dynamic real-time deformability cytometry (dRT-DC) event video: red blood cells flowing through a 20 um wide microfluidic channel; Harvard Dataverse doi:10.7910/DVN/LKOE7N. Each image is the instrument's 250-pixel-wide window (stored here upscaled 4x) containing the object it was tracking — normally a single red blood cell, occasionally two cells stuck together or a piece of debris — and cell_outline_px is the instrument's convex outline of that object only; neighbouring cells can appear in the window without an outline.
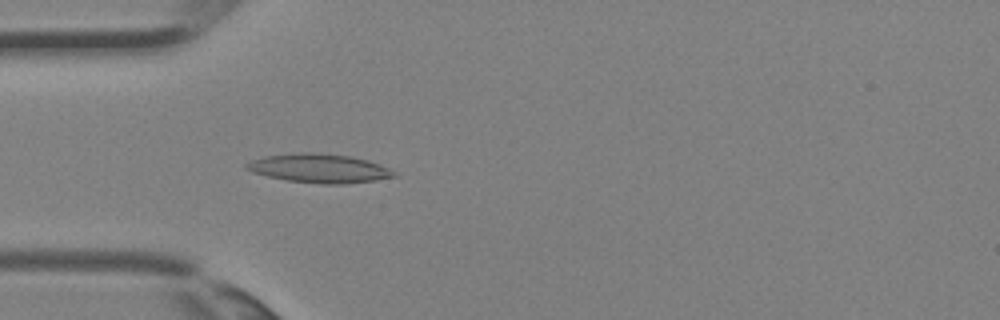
{"species": "Egyptian fruit bat (a non-hibernating species)", "species_latin": "Rousettus aegyptiacus", "temperature_condition": "room temperature", "stored_images_in_passage": 4, "camera_frame_rate_fps": 3000, "um_per_image_px": 0.085, "animal": {"sex": "female"}, "frame": {"image": 1, "passage_image": 4, "time_ms": 1.0, "image_size_px": [1000, 320], "cell_outline_px": [[396, 176], [372, 180], [344, 184], [320, 184], [288, 180], [268, 176], [252, 172], [244, 168], [244, 164], [252, 160], [264, 156], [304, 152], [312, 152], [348, 156], [368, 160], [388, 168], [396, 172]], "centroid_in_image_um": [27.09, 14.31], "position_along_channel_um": 57.9, "area_um2": 24.57}}